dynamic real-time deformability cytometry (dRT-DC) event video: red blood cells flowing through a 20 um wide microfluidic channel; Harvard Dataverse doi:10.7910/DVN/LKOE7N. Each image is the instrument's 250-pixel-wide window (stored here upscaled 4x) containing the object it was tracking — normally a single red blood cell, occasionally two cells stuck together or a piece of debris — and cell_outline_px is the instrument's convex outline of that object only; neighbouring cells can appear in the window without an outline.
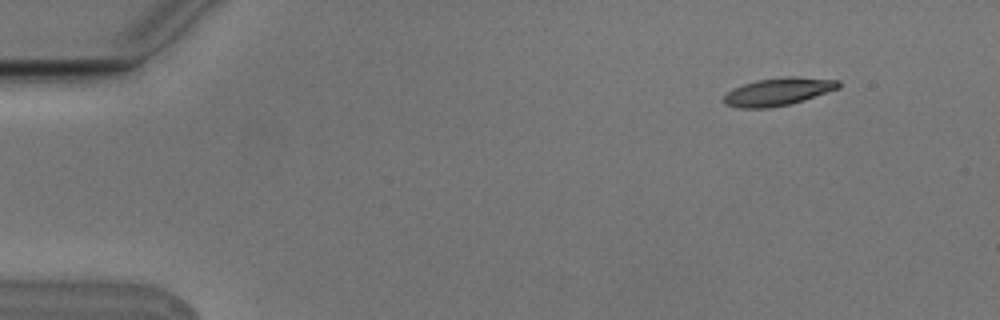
{"species": "Egyptian fruit bat (a non-hibernating species)", "species_latin": "Rousettus aegyptiacus", "temperature_condition": "cold", "stored_images_in_passage": 4, "camera_frame_rate_fps": 3000, "um_per_image_px": 0.085, "animal": {"sex": "male"}, "frame": {"image": 1, "passage_image": 1, "time_ms": 0.0, "image_size_px": [1000, 320], "cell_outline_px": [[840, 88], [804, 100], [788, 104], [768, 108], [740, 108], [724, 104], [720, 100], [728, 92], [744, 84], [760, 80], [784, 76], [796, 76], [840, 80]], "centroid_in_image_um": [66.16, 7.79], "position_along_channel_um": 18.8, "area_um2": 18.5}}
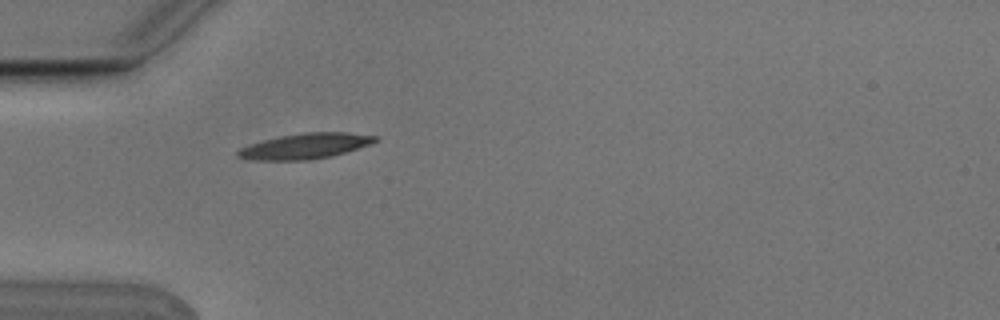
{"frame": {"image": 2, "passage_image": 4, "time_ms": 1.0, "image_size_px": [1000, 320], "cell_outline_px": [[380, 140], [372, 144], [332, 156], [308, 160], [256, 160], [236, 156], [236, 152], [240, 148], [264, 140], [284, 136], [308, 132], [344, 132], [380, 136]], "centroid_in_image_um": [26.03, 12.42], "position_along_channel_um": 59.0, "area_um2": 20.23}}